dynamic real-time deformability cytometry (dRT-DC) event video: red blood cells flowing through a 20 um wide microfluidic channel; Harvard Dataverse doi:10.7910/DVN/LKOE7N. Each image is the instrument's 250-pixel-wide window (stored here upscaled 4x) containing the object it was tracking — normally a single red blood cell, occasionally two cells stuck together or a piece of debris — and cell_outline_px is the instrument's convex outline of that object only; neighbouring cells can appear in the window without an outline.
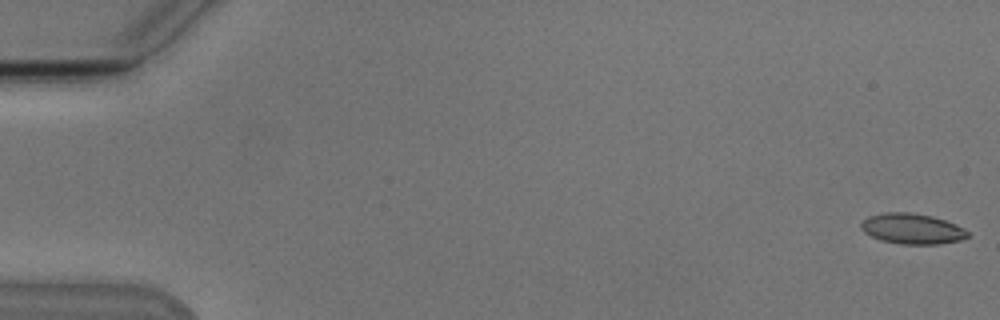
{"species": "Egyptian fruit bat (a non-hibernating species)", "species_latin": "Rousettus aegyptiacus", "temperature_condition": "cold", "stored_images_in_passage": 54, "camera_frame_rate_fps": 3000, "um_per_image_px": 0.085, "animal": {"sex": "male"}, "frame": {"image": 1, "passage_image": 1, "time_ms": 0.0, "image_size_px": [1000, 320], "cell_outline_px": [[968, 236], [960, 240], [940, 244], [900, 244], [880, 240], [864, 232], [860, 228], [860, 224], [868, 216], [884, 212], [912, 212], [932, 216], [944, 220], [964, 228], [968, 232]], "centroid_in_image_um": [77.5, 19.44], "position_along_channel_um": 7.5, "area_um2": 18.96}}
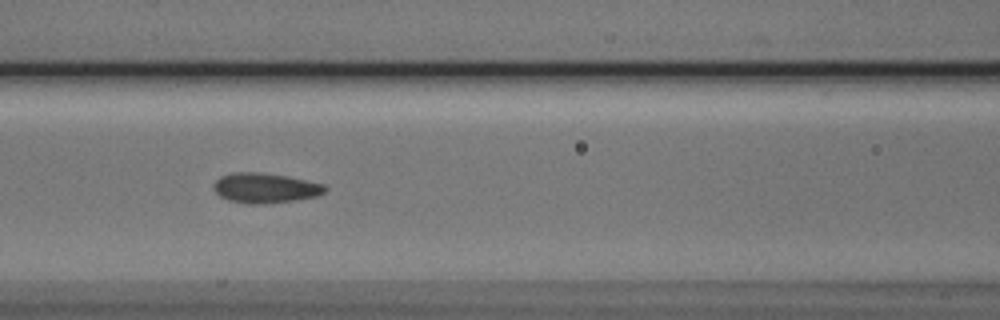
{"frame": {"image": 2, "passage_image": 24, "time_ms": 7.667, "image_size_px": [1000, 320], "cell_outline_px": [[328, 188], [324, 192], [316, 196], [296, 200], [264, 204], [248, 204], [228, 200], [220, 196], [212, 188], [212, 184], [220, 176], [232, 172], [260, 172], [288, 176], [324, 184]], "centroid_in_image_um": [22.51, 15.97], "position_along_channel_um": 144.1, "area_um2": 19.65}}
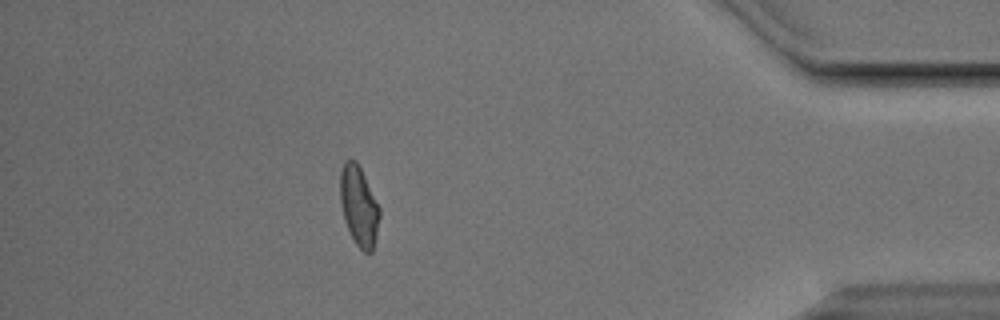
{"frame": {"image": 3, "passage_image": 48, "time_ms": 15.667, "image_size_px": [1000, 320], "cell_outline_px": [[380, 216], [376, 236], [372, 252], [364, 252], [356, 244], [344, 220], [340, 204], [340, 172], [344, 160], [356, 160], [380, 208]], "centroid_in_image_um": [30.49, 17.5], "position_along_channel_um": 404.7, "area_um2": 18.15}, "authors_computed_cell_mechanics": {"area_um2": 18.7561, "velocity_mm_per_s": 3.8138, "shape_relaxation_time_tau1_ms": 5.5748, "shape_relaxation_time_tau2_ms": 1.8818, "deformation_change_tau1": 0.1181, "deformation_change_tau2": 0.0712}}